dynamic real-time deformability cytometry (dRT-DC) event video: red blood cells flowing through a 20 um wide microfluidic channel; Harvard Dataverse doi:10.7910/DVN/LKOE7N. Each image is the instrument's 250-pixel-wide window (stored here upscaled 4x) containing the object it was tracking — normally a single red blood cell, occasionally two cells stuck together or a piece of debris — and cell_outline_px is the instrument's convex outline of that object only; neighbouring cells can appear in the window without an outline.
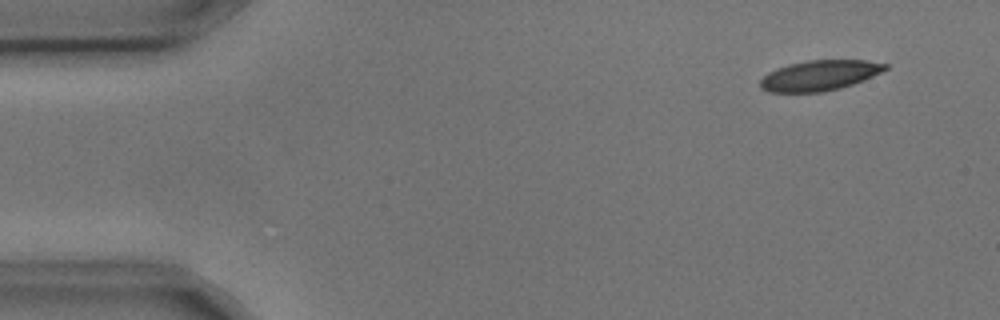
{"species": "common noctule bat (a hibernating species)", "species_latin": "Nyctalus noctula", "temperature_condition": "cold", "stored_images_in_passage": 4, "camera_frame_rate_fps": 3000, "um_per_image_px": 0.085, "animal": {"sex": "male", "body_mass_g": 17.9, "forearm_length_mm": 54.2}, "frame": {"image": 1, "passage_image": 1, "time_ms": 0.0, "image_size_px": [1000, 320], "cell_outline_px": [[888, 68], [864, 80], [840, 88], [820, 92], [768, 92], [760, 88], [760, 80], [768, 72], [776, 68], [788, 64], [808, 60], [868, 60], [888, 64]], "centroid_in_image_um": [69.64, 6.41], "position_along_channel_um": 15.4, "area_um2": 22.08}}
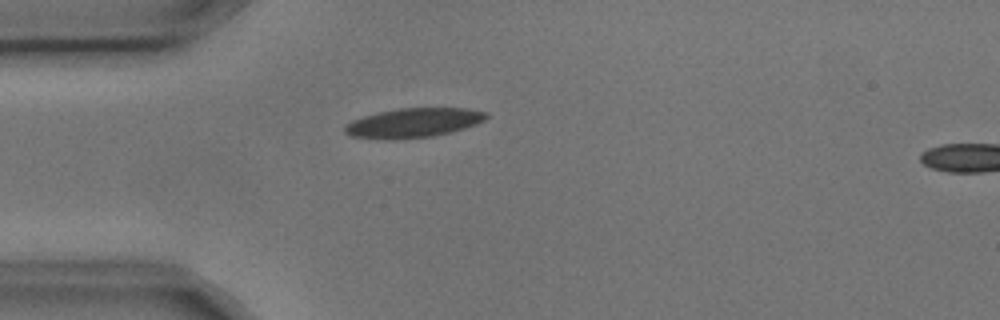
{"frame": {"image": 2, "passage_image": 3, "time_ms": 0.667, "image_size_px": [1000, 320], "cell_outline_px": [[488, 116], [484, 120], [476, 124], [452, 132], [432, 136], [392, 140], [352, 136], [344, 132], [344, 124], [352, 120], [376, 112], [400, 108], [468, 108], [488, 112]], "centroid_in_image_um": [35.14, 10.43], "position_along_channel_um": 49.9, "area_um2": 24.33}}